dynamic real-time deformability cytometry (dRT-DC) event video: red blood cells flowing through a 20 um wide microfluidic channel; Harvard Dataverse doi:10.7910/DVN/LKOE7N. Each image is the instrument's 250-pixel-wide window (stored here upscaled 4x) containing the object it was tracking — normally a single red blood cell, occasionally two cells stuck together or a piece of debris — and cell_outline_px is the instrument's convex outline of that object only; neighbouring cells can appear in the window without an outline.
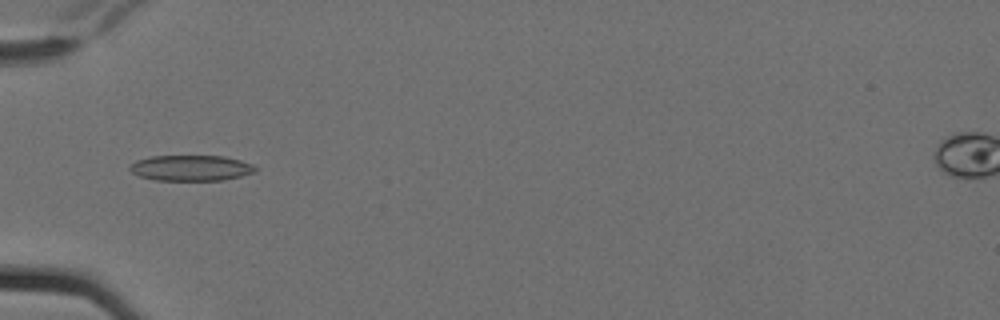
{"species": "Egyptian fruit bat (a non-hibernating species)", "species_latin": "Rousettus aegyptiacus", "temperature_condition": "cold", "stored_images_in_passage": 4, "camera_frame_rate_fps": 3000, "um_per_image_px": 0.085, "animal": {"sex": "female"}, "frame": {"image": 1, "passage_image": 2, "time_ms": 0.333, "image_size_px": [1000, 320], "cell_outline_px": [[256, 172], [224, 180], [156, 180], [140, 176], [132, 172], [128, 168], [136, 160], [152, 156], [224, 156], [240, 160], [252, 164], [256, 168]], "centroid_in_image_um": [16.24, 14.28], "position_along_channel_um": 68.8, "area_um2": 18.67}}
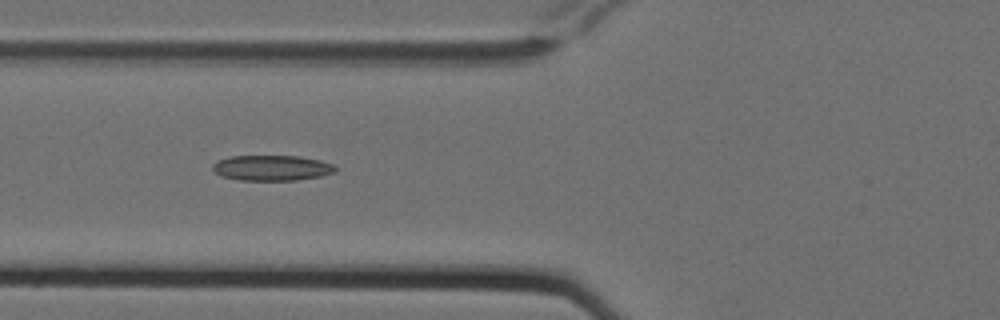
{"frame": {"image": 2, "passage_image": 3, "time_ms": 0.667, "image_size_px": [1000, 320], "cell_outline_px": [[336, 172], [320, 176], [296, 180], [240, 180], [220, 176], [212, 168], [212, 164], [216, 160], [228, 156], [300, 156], [320, 160], [332, 164], [336, 168]], "centroid_in_image_um": [23.07, 14.26], "position_along_channel_um": 102.7, "area_um2": 18.26}}
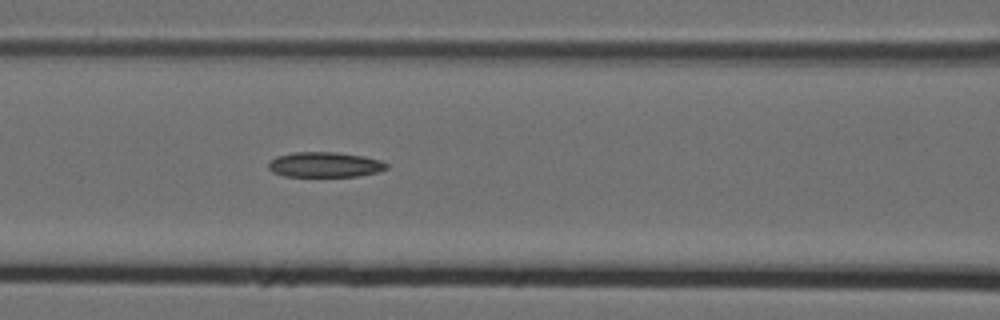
{"frame": {"image": 3, "passage_image": 4, "time_ms": 1.0, "image_size_px": [1000, 320], "cell_outline_px": [[388, 168], [380, 172], [360, 176], [284, 176], [272, 172], [268, 168], [268, 164], [276, 156], [292, 152], [336, 152], [364, 156], [380, 160], [388, 164]], "centroid_in_image_um": [27.63, 13.99], "position_along_channel_um": 139.0, "area_um2": 17.46}}